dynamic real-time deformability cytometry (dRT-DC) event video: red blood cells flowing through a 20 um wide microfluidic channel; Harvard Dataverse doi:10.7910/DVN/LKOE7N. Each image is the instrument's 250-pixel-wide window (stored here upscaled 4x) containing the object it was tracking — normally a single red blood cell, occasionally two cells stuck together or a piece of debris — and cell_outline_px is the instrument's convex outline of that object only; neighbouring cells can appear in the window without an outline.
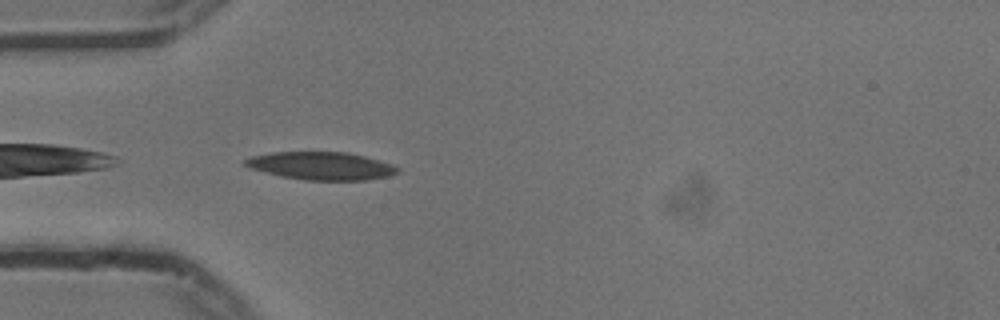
{"species": "common noctule bat (a hibernating species)", "species_latin": "Nyctalus noctula", "temperature_condition": "cold", "stored_images_in_passage": 33, "camera_frame_rate_fps": 3000, "um_per_image_px": 0.085, "animal": {"sex": "male", "body_mass_g": 13.3}, "frame": {"image": 1, "passage_image": 1, "time_ms": 0.0, "image_size_px": [1000, 320], "cell_outline_px": [[400, 172], [388, 176], [368, 180], [304, 180], [280, 176], [252, 168], [244, 164], [244, 160], [252, 156], [272, 152], [348, 152], [364, 156], [392, 164], [400, 168]], "centroid_in_image_um": [27.34, 14.1], "position_along_channel_um": 57.7, "area_um2": 24.68}}
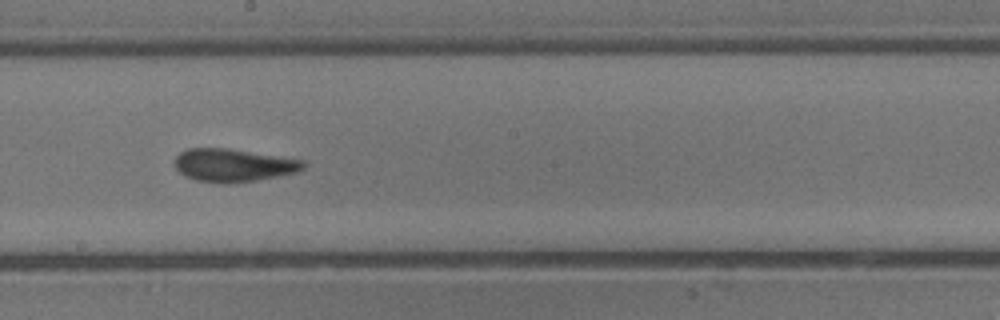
{"frame": {"image": 2, "passage_image": 15, "time_ms": 4.667, "image_size_px": [1000, 320], "cell_outline_px": [[308, 164], [304, 168], [296, 172], [256, 180], [228, 184], [220, 184], [196, 180], [184, 176], [172, 164], [176, 156], [180, 152], [188, 148], [228, 148], [304, 160]], "centroid_in_image_um": [19.8, 14.04], "position_along_channel_um": 228.4, "area_um2": 24.91}}
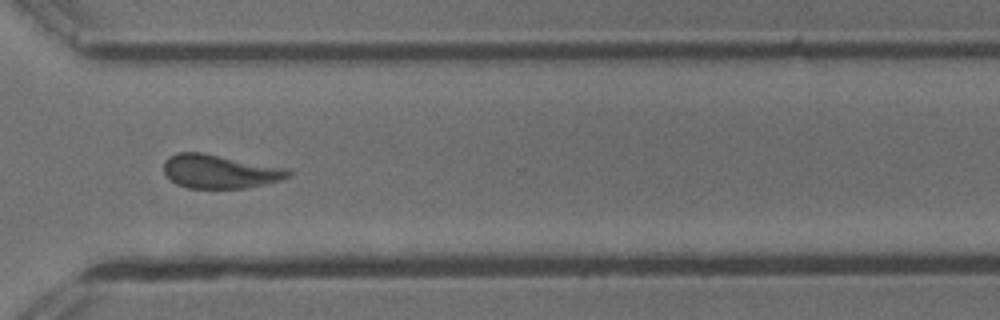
{"frame": {"image": 3, "passage_image": 25, "time_ms": 8.0, "image_size_px": [1000, 320], "cell_outline_px": [[292, 176], [280, 180], [264, 184], [244, 188], [188, 188], [176, 184], [164, 172], [164, 160], [168, 156], [176, 152], [200, 152], [288, 168], [292, 172]], "centroid_in_image_um": [18.68, 14.57], "position_along_channel_um": 351.9, "area_um2": 24.51}, "authors_computed_cell_mechanics": {"area_um2": 24.5072, "velocity_mm_per_s": 3.7233, "shape_relaxation_time_tau1_ms": 4.9143, "shape_relaxation_time_tau2_ms": 3.9684, "deformation_change_tau1": 0.135, "deformation_change_tau2": 0.1162}}